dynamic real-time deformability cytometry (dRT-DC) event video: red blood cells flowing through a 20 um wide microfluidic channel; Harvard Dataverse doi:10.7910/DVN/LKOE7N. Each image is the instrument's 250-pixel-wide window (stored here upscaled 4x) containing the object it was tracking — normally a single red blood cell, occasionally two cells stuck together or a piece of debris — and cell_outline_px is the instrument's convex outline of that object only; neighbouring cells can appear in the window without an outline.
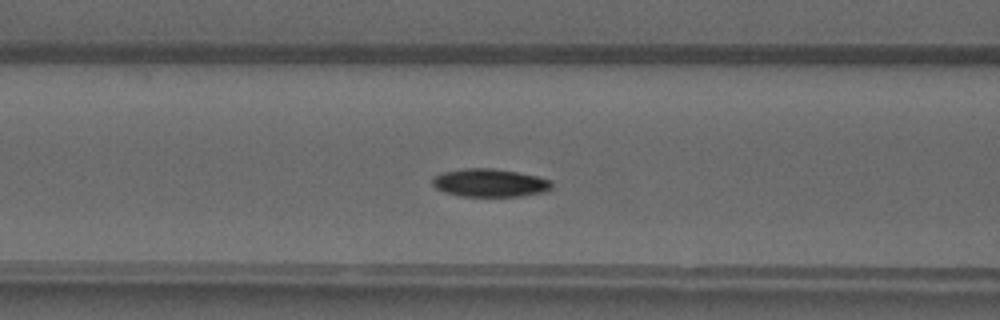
{"species": "common noctule bat (a hibernating species)", "species_latin": "Nyctalus noctula", "temperature_condition": "warm", "stored_images_in_passage": 46, "camera_frame_rate_fps": 3000, "um_per_image_px": 0.085, "animal": {"sex": "male", "forearm_length_mm": 52.5}, "frame": {"image": 1, "passage_image": 17, "time_ms": 5.333, "image_size_px": [1000, 320], "cell_outline_px": [[552, 188], [544, 192], [524, 196], [460, 196], [444, 192], [436, 188], [432, 184], [432, 180], [436, 176], [444, 172], [464, 168], [492, 168], [516, 172], [536, 176], [552, 180]], "centroid_in_image_um": [41.66, 15.55], "position_along_channel_um": 124.9, "area_um2": 19.48}}
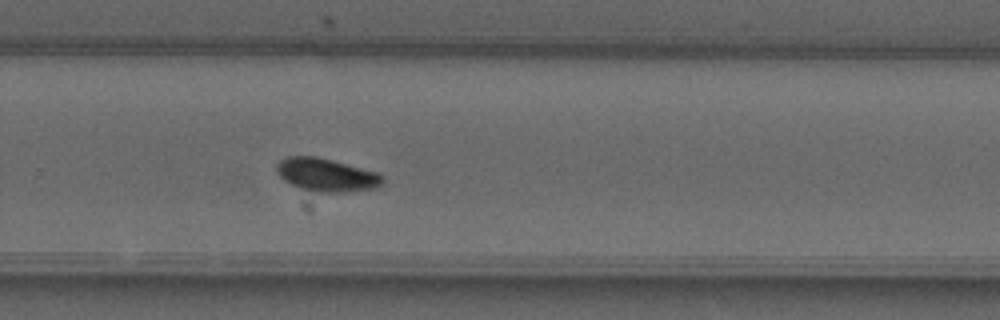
{"frame": {"image": 2, "passage_image": 30, "time_ms": 9.667, "image_size_px": [1000, 320], "cell_outline_px": [[384, 184], [380, 188], [340, 192], [316, 192], [300, 188], [284, 180], [280, 176], [276, 168], [276, 164], [280, 160], [288, 156], [316, 156], [380, 172], [384, 176]], "centroid_in_image_um": [27.82, 14.87], "position_along_channel_um": 302.0, "area_um2": 20.69}}
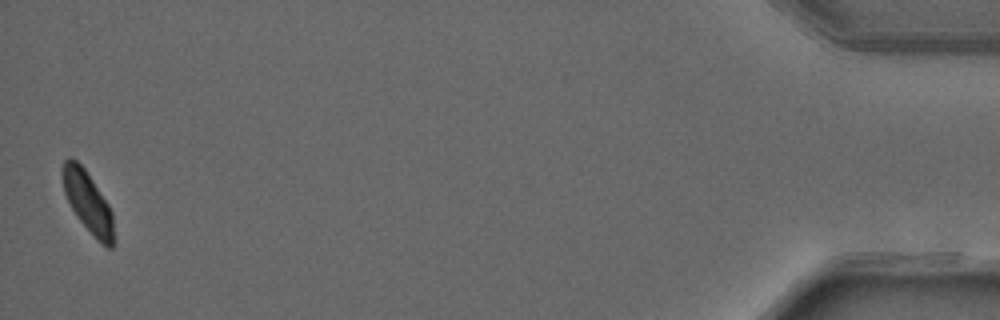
{"frame": {"image": 3, "passage_image": 46, "time_ms": 15.0, "image_size_px": [1000, 320], "cell_outline_px": [[112, 248], [108, 248], [96, 240], [80, 220], [72, 208], [64, 192], [64, 160], [68, 156], [76, 160], [84, 168], [108, 204], [112, 212]], "centroid_in_image_um": [7.47, 17.18], "position_along_channel_um": 427.7, "area_um2": 17.4}, "authors_computed_cell_mechanics": {"area_um2": 18.9295, "velocity_mm_per_s": 4.1046, "shape_relaxation_time_tau1_ms": 3.3305, "shape_relaxation_time_tau2_ms": null, "deformation_change_tau1": 0.1155, "deformation_change_tau2": null}}